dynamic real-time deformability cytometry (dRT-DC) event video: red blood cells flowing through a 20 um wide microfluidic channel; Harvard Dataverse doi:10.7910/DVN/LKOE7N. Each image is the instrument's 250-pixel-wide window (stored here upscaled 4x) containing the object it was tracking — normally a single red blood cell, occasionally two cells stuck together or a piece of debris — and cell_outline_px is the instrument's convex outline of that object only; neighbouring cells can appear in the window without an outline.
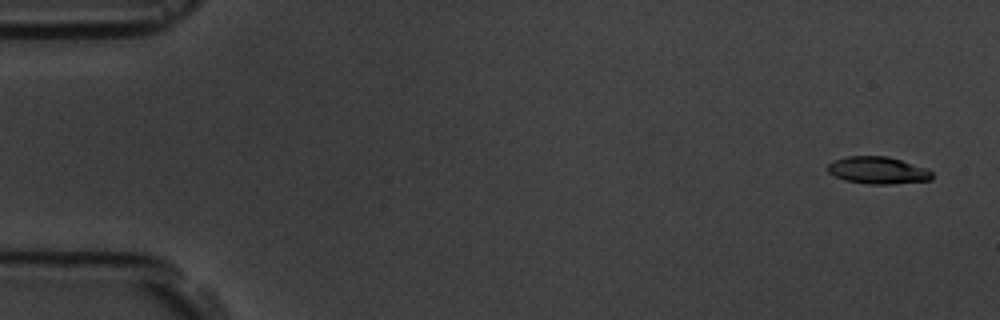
{"species": "common noctule bat (a hibernating species)", "species_latin": "Nyctalus noctula", "temperature_condition": "room temperature", "stored_images_in_passage": 6, "camera_frame_rate_fps": 3000, "um_per_image_px": 0.085, "animal": {"sex": "male", "body_mass_g": 19.5, "forearm_length_mm": 54.6}, "frame": {"image": 1, "passage_image": 1, "time_ms": 0.0, "image_size_px": [1000, 320], "cell_outline_px": [[932, 180], [888, 184], [868, 184], [844, 180], [828, 172], [828, 164], [836, 160], [848, 156], [888, 156], [928, 168], [932, 172]], "centroid_in_image_um": [74.65, 14.47], "position_along_channel_um": 10.3, "area_um2": 16.47}}
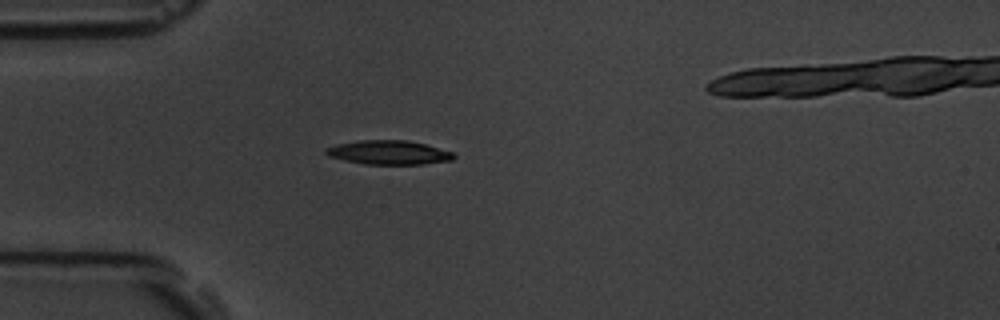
{"frame": {"image": 2, "passage_image": 5, "time_ms": 4.667, "image_size_px": [1000, 320], "cell_outline_px": [[456, 156], [452, 160], [424, 164], [364, 164], [344, 160], [328, 156], [324, 152], [324, 148], [336, 144], [360, 140], [408, 140], [424, 144], [452, 152]], "centroid_in_image_um": [33.0, 12.96], "position_along_channel_um": 52.0, "area_um2": 17.92}}